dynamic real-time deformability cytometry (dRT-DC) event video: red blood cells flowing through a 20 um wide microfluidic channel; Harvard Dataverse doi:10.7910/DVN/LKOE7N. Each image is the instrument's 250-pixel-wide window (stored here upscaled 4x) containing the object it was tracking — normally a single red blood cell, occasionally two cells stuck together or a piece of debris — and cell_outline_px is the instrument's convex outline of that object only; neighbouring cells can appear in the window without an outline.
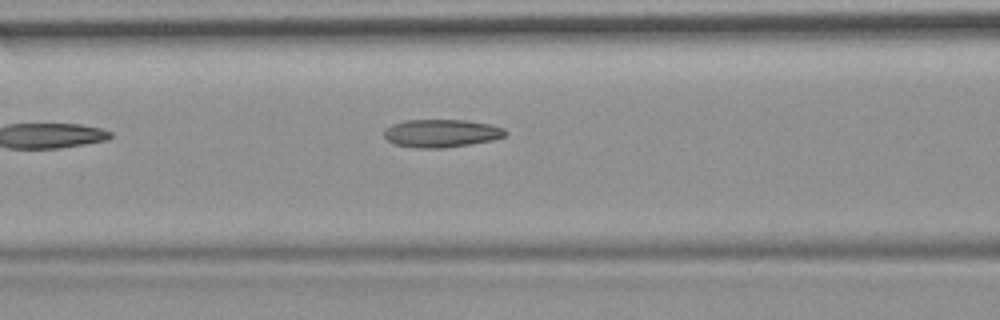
{"species": "common noctule bat (a hibernating species)", "species_latin": "Nyctalus noctula", "temperature_condition": "room temperature", "stored_images_in_passage": 5, "camera_frame_rate_fps": 3000, "um_per_image_px": 0.085, "animal": {"sex": "female", "body_mass_g": 19.9}, "frame": {"image": 1, "passage_image": 5, "time_ms": 4.667, "image_size_px": [1000, 320], "cell_outline_px": [[508, 132], [504, 136], [492, 140], [468, 144], [440, 148], [416, 148], [392, 144], [384, 136], [384, 128], [392, 124], [404, 120], [464, 120], [488, 124], [504, 128]], "centroid_in_image_um": [37.46, 11.32], "position_along_channel_um": 129.1, "area_um2": 19.71}}